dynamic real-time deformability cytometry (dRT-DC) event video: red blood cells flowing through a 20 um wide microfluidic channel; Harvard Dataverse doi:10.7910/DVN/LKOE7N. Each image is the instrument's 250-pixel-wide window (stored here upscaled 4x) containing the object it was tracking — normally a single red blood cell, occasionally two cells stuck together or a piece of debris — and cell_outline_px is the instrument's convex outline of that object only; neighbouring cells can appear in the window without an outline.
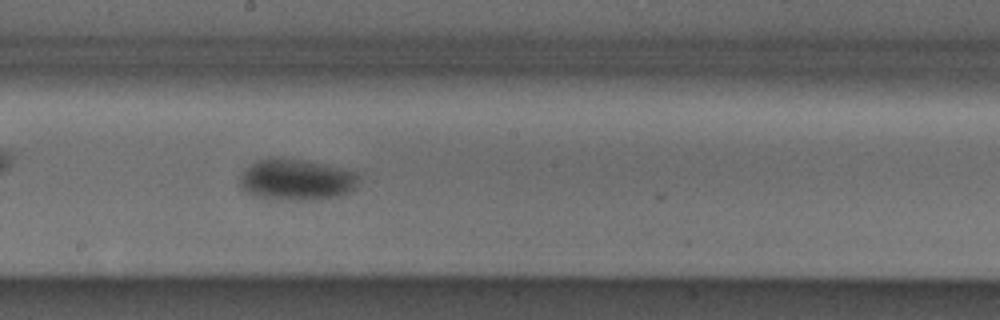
{"species": "Egyptian fruit bat (a non-hibernating species)", "species_latin": "Rousettus aegyptiacus", "temperature_condition": "cold", "stored_images_in_passage": 33, "camera_frame_rate_fps": 3000, "um_per_image_px": 0.085, "animal": {"sex": "male"}, "frame": {"image": 1, "passage_image": 15, "time_ms": 4.667, "image_size_px": [1000, 320], "cell_outline_px": [[360, 180], [348, 192], [336, 196], [316, 200], [280, 200], [252, 196], [240, 184], [240, 176], [256, 160], [268, 156], [304, 160], [356, 172], [360, 176]], "centroid_in_image_um": [25.17, 15.27], "position_along_channel_um": 223.0, "area_um2": 28.5}}
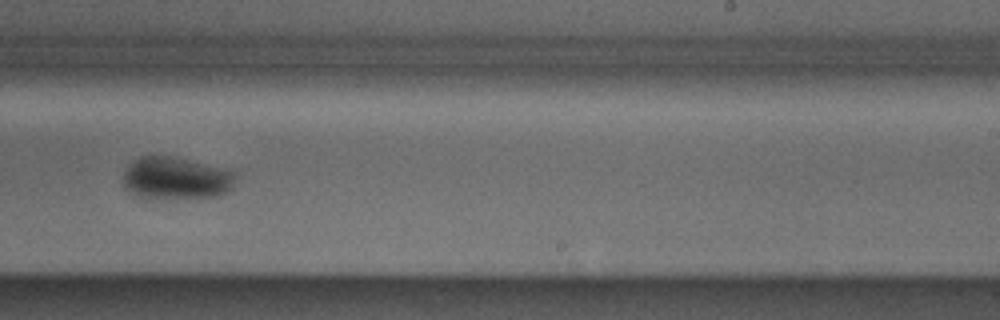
{"frame": {"image": 2, "passage_image": 19, "time_ms": 6.0, "image_size_px": [1000, 320], "cell_outline_px": [[236, 172], [232, 188], [228, 192], [216, 196], [152, 200], [140, 196], [124, 188], [124, 168], [132, 160], [140, 156], [168, 156], [228, 168]], "centroid_in_image_um": [14.95, 15.16], "position_along_channel_um": 274.0, "area_um2": 28.21}}
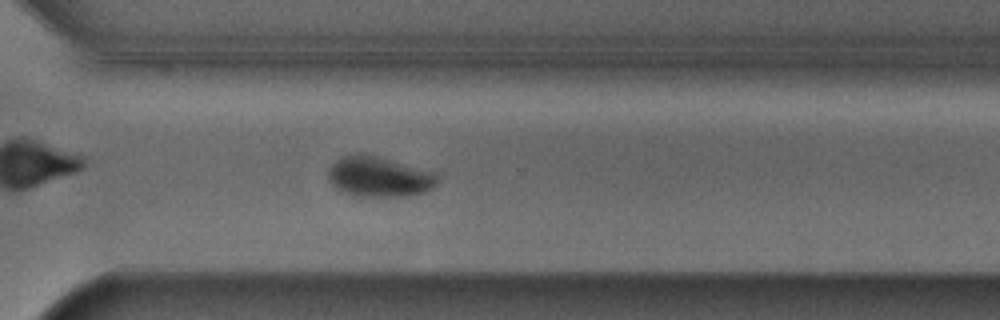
{"frame": {"image": 3, "passage_image": 24, "time_ms": 7.667, "image_size_px": [1000, 320], "cell_outline_px": [[436, 184], [428, 192], [408, 196], [360, 196], [344, 192], [336, 188], [328, 180], [328, 172], [332, 164], [340, 156], [356, 152], [364, 152], [436, 172]], "centroid_in_image_um": [32.21, 15.0], "position_along_channel_um": 338.4, "area_um2": 25.95}, "authors_computed_cell_mechanics": {"area_um2": 28.2064, "velocity_mm_per_s": 3.8434, "shape_relaxation_time_tau1_ms": 4.826, "shape_relaxation_time_tau2_ms": null, "deformation_change_tau1": 0.0814, "deformation_change_tau2": null}}